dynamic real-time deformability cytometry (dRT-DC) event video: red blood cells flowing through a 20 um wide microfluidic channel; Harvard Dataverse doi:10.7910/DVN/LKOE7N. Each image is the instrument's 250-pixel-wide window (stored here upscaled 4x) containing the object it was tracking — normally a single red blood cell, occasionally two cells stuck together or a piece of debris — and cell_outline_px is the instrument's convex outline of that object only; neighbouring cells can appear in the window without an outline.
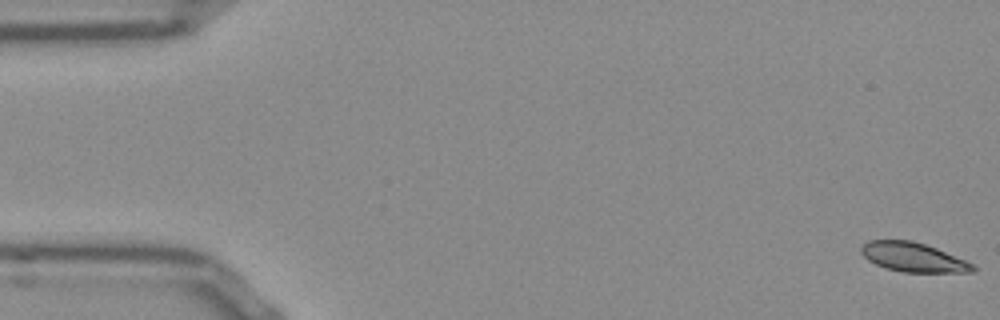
{"species": "Egyptian fruit bat (a non-hibernating species)", "species_latin": "Rousettus aegyptiacus", "temperature_condition": "room temperature", "stored_images_in_passage": 53, "camera_frame_rate_fps": 3000, "um_per_image_px": 0.085, "frame": {"image": 1, "passage_image": 1, "time_ms": 0.0, "image_size_px": [1000, 320], "cell_outline_px": [[976, 272], [904, 272], [884, 268], [868, 260], [860, 252], [860, 248], [868, 240], [912, 240], [936, 248], [964, 260], [972, 264], [976, 268]], "centroid_in_image_um": [77.59, 21.86], "position_along_channel_um": 7.4, "area_um2": 18.9}}
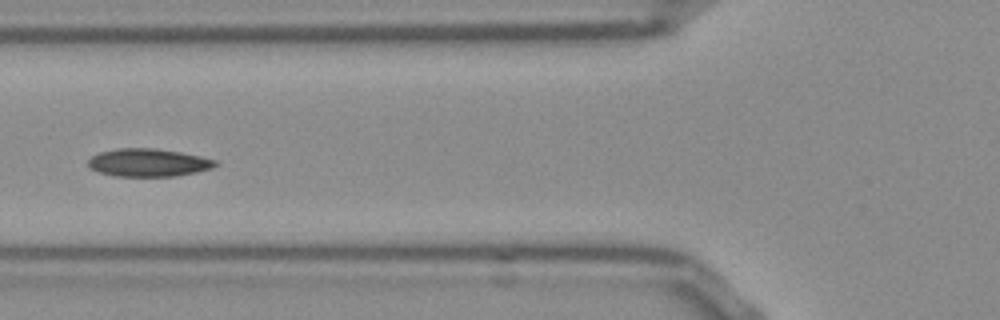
{"frame": {"image": 2, "passage_image": 20, "time_ms": 6.333, "image_size_px": [1000, 320], "cell_outline_px": [[220, 164], [212, 168], [196, 172], [176, 176], [116, 176], [100, 172], [92, 168], [88, 164], [88, 160], [92, 156], [100, 152], [116, 148], [156, 148], [180, 152], [200, 156], [216, 160]], "centroid_in_image_um": [12.64, 13.81], "position_along_channel_um": 113.2, "area_um2": 20.63}}
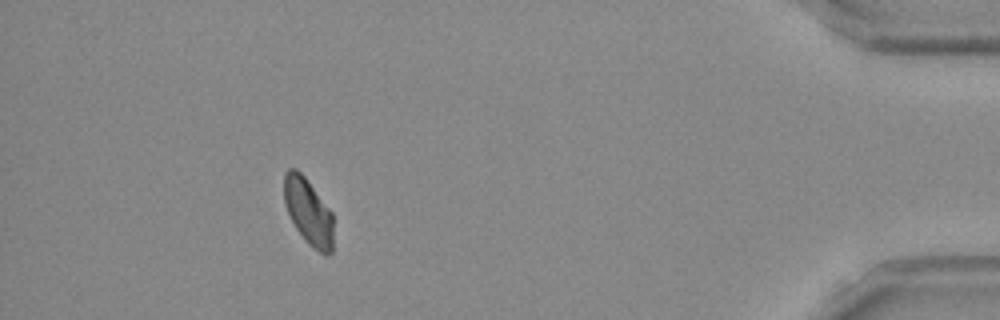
{"frame": {"image": 3, "passage_image": 48, "time_ms": 15.667, "image_size_px": [1000, 320], "cell_outline_px": [[332, 252], [328, 256], [324, 256], [312, 248], [308, 244], [296, 228], [284, 204], [284, 172], [288, 168], [296, 168], [304, 176], [332, 212]], "centroid_in_image_um": [26.2, 18.01], "position_along_channel_um": 409.0, "area_um2": 19.07}, "authors_computed_cell_mechanics": {"area_um2": 19.652, "velocity_mm_per_s": 3.8122, "shape_relaxation_time_tau1_ms": 6.7142, "shape_relaxation_time_tau2_ms": null, "deformation_change_tau1": 0.114, "deformation_change_tau2": null}}